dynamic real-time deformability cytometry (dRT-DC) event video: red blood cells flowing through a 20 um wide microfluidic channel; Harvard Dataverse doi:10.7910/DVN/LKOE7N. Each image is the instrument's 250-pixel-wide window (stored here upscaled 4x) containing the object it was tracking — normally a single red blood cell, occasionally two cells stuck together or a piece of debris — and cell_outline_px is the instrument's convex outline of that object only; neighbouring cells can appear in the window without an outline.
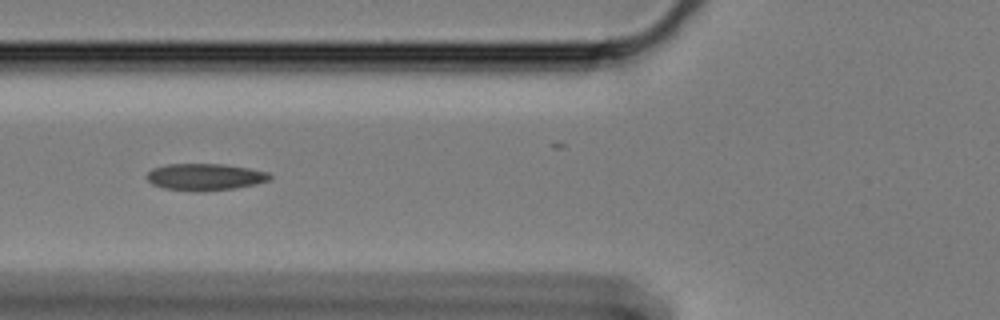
{"species": "Egyptian fruit bat (a non-hibernating species)", "species_latin": "Rousettus aegyptiacus", "temperature_condition": "cold", "stored_images_in_passage": 21, "camera_frame_rate_fps": 3000, "um_per_image_px": 0.085, "animal": {"sex": "female"}, "frame": {"image": 1, "passage_image": 2, "time_ms": 0.333, "image_size_px": [1000, 320], "cell_outline_px": [[272, 176], [268, 180], [256, 184], [236, 188], [200, 192], [196, 192], [164, 188], [152, 184], [144, 176], [152, 168], [168, 164], [220, 164], [248, 168], [268, 172]], "centroid_in_image_um": [17.39, 15.05], "position_along_channel_um": 108.4, "area_um2": 19.31}}
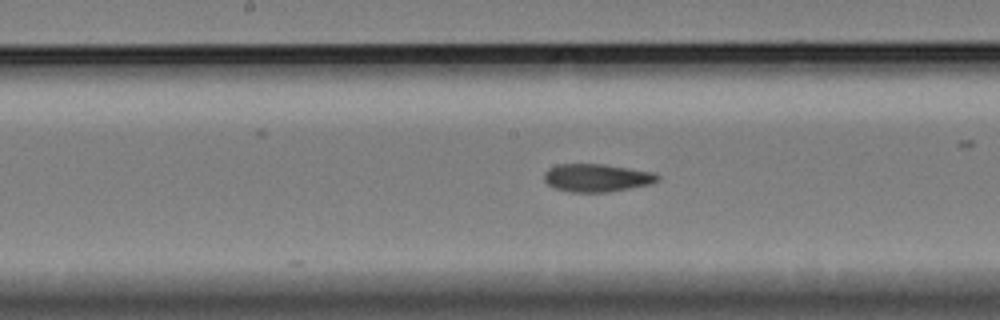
{"frame": {"image": 2, "passage_image": 10, "time_ms": 3.0, "image_size_px": [1000, 320], "cell_outline_px": [[660, 180], [652, 184], [608, 192], [572, 192], [556, 188], [548, 184], [544, 180], [544, 172], [548, 168], [556, 164], [604, 164], [652, 172], [660, 176]], "centroid_in_image_um": [50.73, 15.11], "position_along_channel_um": 197.5, "area_um2": 18.5}}
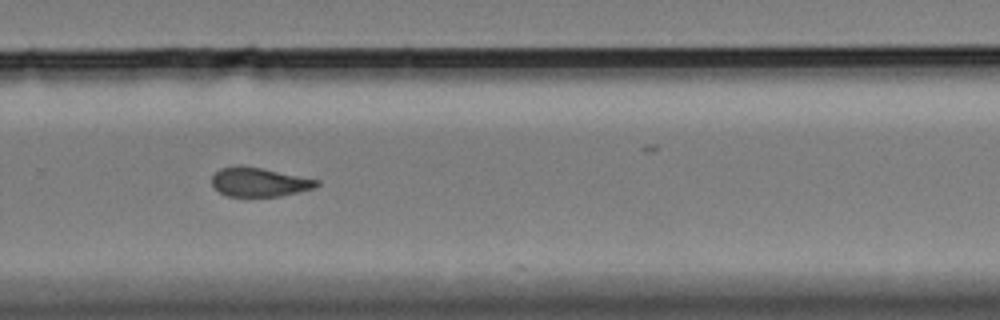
{"frame": {"image": 3, "passage_image": 20, "time_ms": 6.333, "image_size_px": [1000, 320], "cell_outline_px": [[320, 184], [316, 188], [280, 196], [228, 196], [220, 192], [212, 184], [212, 176], [220, 168], [240, 164], [320, 180]], "centroid_in_image_um": [22.04, 15.47], "position_along_channel_um": 307.8, "area_um2": 17.69}}